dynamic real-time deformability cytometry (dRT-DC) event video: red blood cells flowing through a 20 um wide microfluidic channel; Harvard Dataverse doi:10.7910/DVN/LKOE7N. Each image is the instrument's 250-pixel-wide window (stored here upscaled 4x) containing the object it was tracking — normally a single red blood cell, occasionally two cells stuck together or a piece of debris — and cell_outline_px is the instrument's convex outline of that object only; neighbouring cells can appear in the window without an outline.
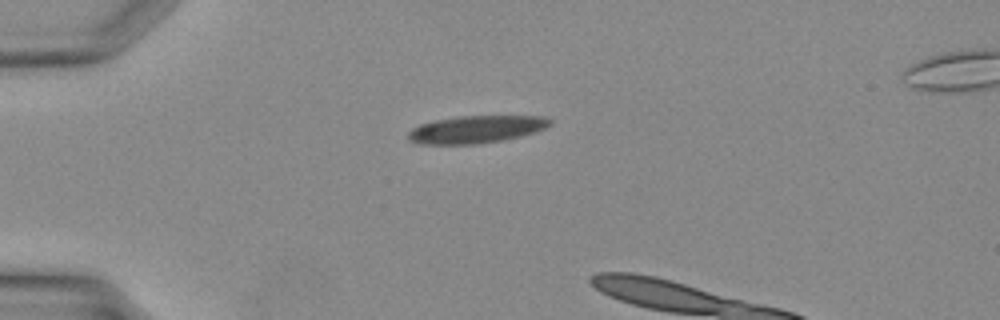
{"species": "Egyptian fruit bat (a non-hibernating species)", "species_latin": "Rousettus aegyptiacus", "temperature_condition": "warm", "stored_images_in_passage": 6, "camera_frame_rate_fps": 3000, "um_per_image_px": 0.085, "animal": {"sex": "female"}, "frame": {"image": 1, "passage_image": 1, "time_ms": 0.0, "image_size_px": [1000, 320], "cell_outline_px": [[552, 124], [544, 128], [520, 136], [504, 140], [476, 144], [420, 144], [408, 140], [408, 132], [412, 128], [420, 124], [436, 120], [460, 116], [548, 116], [552, 120]], "centroid_in_image_um": [40.47, 10.99], "position_along_channel_um": 44.5, "area_um2": 22.66}}
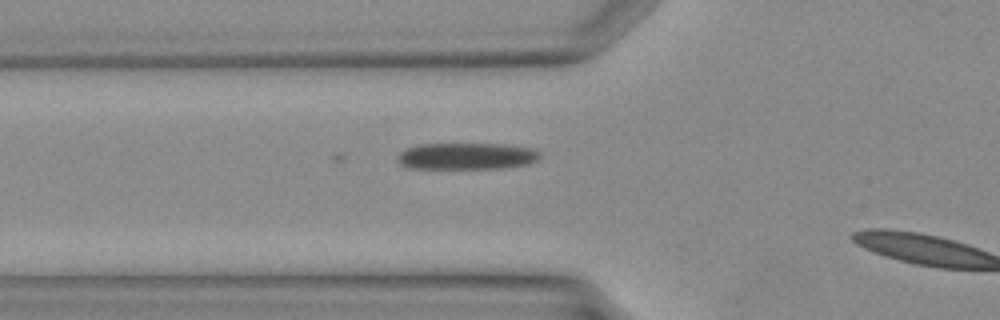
{"frame": {"image": 2, "passage_image": 5, "time_ms": 1.333, "image_size_px": [1000, 320], "cell_outline_px": [[540, 160], [528, 164], [504, 168], [408, 168], [400, 164], [396, 160], [396, 156], [404, 148], [420, 144], [504, 144], [532, 148], [540, 152]], "centroid_in_image_um": [39.65, 13.27], "position_along_channel_um": 86.1, "area_um2": 22.37}}